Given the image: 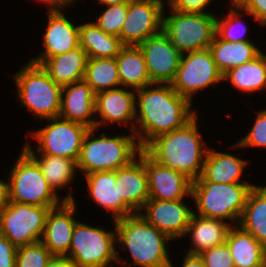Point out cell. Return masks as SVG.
I'll return each instance as SVG.
<instances>
[{
	"label": "cell",
	"mask_w": 266,
	"mask_h": 267,
	"mask_svg": "<svg viewBox=\"0 0 266 267\" xmlns=\"http://www.w3.org/2000/svg\"><path fill=\"white\" fill-rule=\"evenodd\" d=\"M135 96L133 133L142 149L156 136L183 127L197 114L192 103L171 84L153 83L136 90Z\"/></svg>",
	"instance_id": "cell-1"
},
{
	"label": "cell",
	"mask_w": 266,
	"mask_h": 267,
	"mask_svg": "<svg viewBox=\"0 0 266 267\" xmlns=\"http://www.w3.org/2000/svg\"><path fill=\"white\" fill-rule=\"evenodd\" d=\"M198 114L183 127L152 139L143 150L157 163L197 180L203 170L209 147L199 132Z\"/></svg>",
	"instance_id": "cell-2"
},
{
	"label": "cell",
	"mask_w": 266,
	"mask_h": 267,
	"mask_svg": "<svg viewBox=\"0 0 266 267\" xmlns=\"http://www.w3.org/2000/svg\"><path fill=\"white\" fill-rule=\"evenodd\" d=\"M116 245L130 252L139 267H170L169 236L156 229L140 213L114 220Z\"/></svg>",
	"instance_id": "cell-3"
},
{
	"label": "cell",
	"mask_w": 266,
	"mask_h": 267,
	"mask_svg": "<svg viewBox=\"0 0 266 267\" xmlns=\"http://www.w3.org/2000/svg\"><path fill=\"white\" fill-rule=\"evenodd\" d=\"M97 130L90 128L82 142L77 170L82 171L84 175L116 171L128 165L142 150L132 132L128 136L109 137L104 132L96 136Z\"/></svg>",
	"instance_id": "cell-4"
},
{
	"label": "cell",
	"mask_w": 266,
	"mask_h": 267,
	"mask_svg": "<svg viewBox=\"0 0 266 267\" xmlns=\"http://www.w3.org/2000/svg\"><path fill=\"white\" fill-rule=\"evenodd\" d=\"M254 184L215 183L212 181H193L191 199L195 201V214L219 219L224 222H238L246 204L247 196ZM229 221H228V220Z\"/></svg>",
	"instance_id": "cell-5"
},
{
	"label": "cell",
	"mask_w": 266,
	"mask_h": 267,
	"mask_svg": "<svg viewBox=\"0 0 266 267\" xmlns=\"http://www.w3.org/2000/svg\"><path fill=\"white\" fill-rule=\"evenodd\" d=\"M12 77L18 101L39 119L37 121L59 117L63 87L56 84L41 65L28 61Z\"/></svg>",
	"instance_id": "cell-6"
},
{
	"label": "cell",
	"mask_w": 266,
	"mask_h": 267,
	"mask_svg": "<svg viewBox=\"0 0 266 267\" xmlns=\"http://www.w3.org/2000/svg\"><path fill=\"white\" fill-rule=\"evenodd\" d=\"M9 201L37 206H59L64 201H74L70 192L61 199L47 183L38 163L22 148L9 171Z\"/></svg>",
	"instance_id": "cell-7"
},
{
	"label": "cell",
	"mask_w": 266,
	"mask_h": 267,
	"mask_svg": "<svg viewBox=\"0 0 266 267\" xmlns=\"http://www.w3.org/2000/svg\"><path fill=\"white\" fill-rule=\"evenodd\" d=\"M116 227L106 231L78 221L75 225L66 258L76 267H108L126 264L116 247ZM114 263V264H112Z\"/></svg>",
	"instance_id": "cell-8"
},
{
	"label": "cell",
	"mask_w": 266,
	"mask_h": 267,
	"mask_svg": "<svg viewBox=\"0 0 266 267\" xmlns=\"http://www.w3.org/2000/svg\"><path fill=\"white\" fill-rule=\"evenodd\" d=\"M168 10V16L163 12L162 31L177 50L183 54L209 48L216 34L215 14Z\"/></svg>",
	"instance_id": "cell-9"
},
{
	"label": "cell",
	"mask_w": 266,
	"mask_h": 267,
	"mask_svg": "<svg viewBox=\"0 0 266 267\" xmlns=\"http://www.w3.org/2000/svg\"><path fill=\"white\" fill-rule=\"evenodd\" d=\"M47 126L33 131L32 138L37 140L36 150L25 141L23 149L28 154H47L74 160L79 159L83 139L90 128L87 126L55 117L47 119ZM49 123V124H48Z\"/></svg>",
	"instance_id": "cell-10"
},
{
	"label": "cell",
	"mask_w": 266,
	"mask_h": 267,
	"mask_svg": "<svg viewBox=\"0 0 266 267\" xmlns=\"http://www.w3.org/2000/svg\"><path fill=\"white\" fill-rule=\"evenodd\" d=\"M54 207L9 201L0 213V234L17 248L41 241L48 211Z\"/></svg>",
	"instance_id": "cell-11"
},
{
	"label": "cell",
	"mask_w": 266,
	"mask_h": 267,
	"mask_svg": "<svg viewBox=\"0 0 266 267\" xmlns=\"http://www.w3.org/2000/svg\"><path fill=\"white\" fill-rule=\"evenodd\" d=\"M223 73L218 69L209 48L183 53L176 77L171 83L173 89L191 103L193 96L208 87L218 86Z\"/></svg>",
	"instance_id": "cell-12"
},
{
	"label": "cell",
	"mask_w": 266,
	"mask_h": 267,
	"mask_svg": "<svg viewBox=\"0 0 266 267\" xmlns=\"http://www.w3.org/2000/svg\"><path fill=\"white\" fill-rule=\"evenodd\" d=\"M163 0H129L128 13L119 38L124 46H138L162 31Z\"/></svg>",
	"instance_id": "cell-13"
},
{
	"label": "cell",
	"mask_w": 266,
	"mask_h": 267,
	"mask_svg": "<svg viewBox=\"0 0 266 267\" xmlns=\"http://www.w3.org/2000/svg\"><path fill=\"white\" fill-rule=\"evenodd\" d=\"M152 83L171 84L177 74L182 53L161 31L138 45Z\"/></svg>",
	"instance_id": "cell-14"
},
{
	"label": "cell",
	"mask_w": 266,
	"mask_h": 267,
	"mask_svg": "<svg viewBox=\"0 0 266 267\" xmlns=\"http://www.w3.org/2000/svg\"><path fill=\"white\" fill-rule=\"evenodd\" d=\"M193 213L194 211L185 204V199L174 201L148 199L140 211L151 225L173 241L185 236Z\"/></svg>",
	"instance_id": "cell-15"
},
{
	"label": "cell",
	"mask_w": 266,
	"mask_h": 267,
	"mask_svg": "<svg viewBox=\"0 0 266 267\" xmlns=\"http://www.w3.org/2000/svg\"><path fill=\"white\" fill-rule=\"evenodd\" d=\"M68 7H62L54 11H48V22L43 34L44 49L36 56L29 59L30 62L41 65L47 58L69 52L80 46L79 27L74 25L63 12Z\"/></svg>",
	"instance_id": "cell-16"
},
{
	"label": "cell",
	"mask_w": 266,
	"mask_h": 267,
	"mask_svg": "<svg viewBox=\"0 0 266 267\" xmlns=\"http://www.w3.org/2000/svg\"><path fill=\"white\" fill-rule=\"evenodd\" d=\"M131 90V91H130ZM119 87L95 94L96 128L111 123L126 124L134 132L136 115V96L132 89ZM97 117L101 120H97ZM128 124V125H127ZM132 126V127H131Z\"/></svg>",
	"instance_id": "cell-17"
},
{
	"label": "cell",
	"mask_w": 266,
	"mask_h": 267,
	"mask_svg": "<svg viewBox=\"0 0 266 267\" xmlns=\"http://www.w3.org/2000/svg\"><path fill=\"white\" fill-rule=\"evenodd\" d=\"M76 201H64L48 211L41 242L54 257H66L77 219Z\"/></svg>",
	"instance_id": "cell-18"
},
{
	"label": "cell",
	"mask_w": 266,
	"mask_h": 267,
	"mask_svg": "<svg viewBox=\"0 0 266 267\" xmlns=\"http://www.w3.org/2000/svg\"><path fill=\"white\" fill-rule=\"evenodd\" d=\"M149 199L174 201L191 197L192 181L184 174L163 166L146 153Z\"/></svg>",
	"instance_id": "cell-19"
},
{
	"label": "cell",
	"mask_w": 266,
	"mask_h": 267,
	"mask_svg": "<svg viewBox=\"0 0 266 267\" xmlns=\"http://www.w3.org/2000/svg\"><path fill=\"white\" fill-rule=\"evenodd\" d=\"M116 181H119L123 201L135 213H140L149 199L146 152L143 149L128 165L116 170Z\"/></svg>",
	"instance_id": "cell-20"
},
{
	"label": "cell",
	"mask_w": 266,
	"mask_h": 267,
	"mask_svg": "<svg viewBox=\"0 0 266 267\" xmlns=\"http://www.w3.org/2000/svg\"><path fill=\"white\" fill-rule=\"evenodd\" d=\"M95 93L84 80L63 86L59 117L96 128Z\"/></svg>",
	"instance_id": "cell-21"
},
{
	"label": "cell",
	"mask_w": 266,
	"mask_h": 267,
	"mask_svg": "<svg viewBox=\"0 0 266 267\" xmlns=\"http://www.w3.org/2000/svg\"><path fill=\"white\" fill-rule=\"evenodd\" d=\"M84 177L88 186L87 194L93 198L92 202L111 212L113 221L135 214L120 196L116 171L89 173Z\"/></svg>",
	"instance_id": "cell-22"
},
{
	"label": "cell",
	"mask_w": 266,
	"mask_h": 267,
	"mask_svg": "<svg viewBox=\"0 0 266 267\" xmlns=\"http://www.w3.org/2000/svg\"><path fill=\"white\" fill-rule=\"evenodd\" d=\"M247 161L230 153L219 152L211 147L204 161L201 176L195 181H212L215 183H248L242 180ZM244 181V182H243Z\"/></svg>",
	"instance_id": "cell-23"
},
{
	"label": "cell",
	"mask_w": 266,
	"mask_h": 267,
	"mask_svg": "<svg viewBox=\"0 0 266 267\" xmlns=\"http://www.w3.org/2000/svg\"><path fill=\"white\" fill-rule=\"evenodd\" d=\"M232 224L193 213L185 233V237L191 236L193 247H189L186 252L191 255H199L204 250L224 244Z\"/></svg>",
	"instance_id": "cell-24"
},
{
	"label": "cell",
	"mask_w": 266,
	"mask_h": 267,
	"mask_svg": "<svg viewBox=\"0 0 266 267\" xmlns=\"http://www.w3.org/2000/svg\"><path fill=\"white\" fill-rule=\"evenodd\" d=\"M87 60L85 50L78 46L69 52L47 58L41 67L56 84L63 87L83 80Z\"/></svg>",
	"instance_id": "cell-25"
},
{
	"label": "cell",
	"mask_w": 266,
	"mask_h": 267,
	"mask_svg": "<svg viewBox=\"0 0 266 267\" xmlns=\"http://www.w3.org/2000/svg\"><path fill=\"white\" fill-rule=\"evenodd\" d=\"M235 267H265L266 247L239 225H232L226 237Z\"/></svg>",
	"instance_id": "cell-26"
},
{
	"label": "cell",
	"mask_w": 266,
	"mask_h": 267,
	"mask_svg": "<svg viewBox=\"0 0 266 267\" xmlns=\"http://www.w3.org/2000/svg\"><path fill=\"white\" fill-rule=\"evenodd\" d=\"M121 87L135 91L153 84L139 46H123L116 56Z\"/></svg>",
	"instance_id": "cell-27"
},
{
	"label": "cell",
	"mask_w": 266,
	"mask_h": 267,
	"mask_svg": "<svg viewBox=\"0 0 266 267\" xmlns=\"http://www.w3.org/2000/svg\"><path fill=\"white\" fill-rule=\"evenodd\" d=\"M209 49L215 64L223 74L233 67L255 59L262 52L252 41L227 42L216 34Z\"/></svg>",
	"instance_id": "cell-28"
},
{
	"label": "cell",
	"mask_w": 266,
	"mask_h": 267,
	"mask_svg": "<svg viewBox=\"0 0 266 267\" xmlns=\"http://www.w3.org/2000/svg\"><path fill=\"white\" fill-rule=\"evenodd\" d=\"M238 225L266 247V184L250 190Z\"/></svg>",
	"instance_id": "cell-29"
},
{
	"label": "cell",
	"mask_w": 266,
	"mask_h": 267,
	"mask_svg": "<svg viewBox=\"0 0 266 267\" xmlns=\"http://www.w3.org/2000/svg\"><path fill=\"white\" fill-rule=\"evenodd\" d=\"M79 40L88 58H116L124 46L119 37L106 34L94 21L80 24Z\"/></svg>",
	"instance_id": "cell-30"
},
{
	"label": "cell",
	"mask_w": 266,
	"mask_h": 267,
	"mask_svg": "<svg viewBox=\"0 0 266 267\" xmlns=\"http://www.w3.org/2000/svg\"><path fill=\"white\" fill-rule=\"evenodd\" d=\"M232 83L240 92L254 93L266 89V54L261 52L255 59L229 69L223 81Z\"/></svg>",
	"instance_id": "cell-31"
},
{
	"label": "cell",
	"mask_w": 266,
	"mask_h": 267,
	"mask_svg": "<svg viewBox=\"0 0 266 267\" xmlns=\"http://www.w3.org/2000/svg\"><path fill=\"white\" fill-rule=\"evenodd\" d=\"M29 155L38 163L47 183L56 193L66 186L69 188L77 177V163L74 160L47 154Z\"/></svg>",
	"instance_id": "cell-32"
},
{
	"label": "cell",
	"mask_w": 266,
	"mask_h": 267,
	"mask_svg": "<svg viewBox=\"0 0 266 267\" xmlns=\"http://www.w3.org/2000/svg\"><path fill=\"white\" fill-rule=\"evenodd\" d=\"M83 80L95 94L121 87L116 58H88Z\"/></svg>",
	"instance_id": "cell-33"
},
{
	"label": "cell",
	"mask_w": 266,
	"mask_h": 267,
	"mask_svg": "<svg viewBox=\"0 0 266 267\" xmlns=\"http://www.w3.org/2000/svg\"><path fill=\"white\" fill-rule=\"evenodd\" d=\"M242 10L241 7H230L226 16L216 18V35L220 39L227 42L251 41L245 37L248 33V27L241 17L246 15L247 12Z\"/></svg>",
	"instance_id": "cell-34"
},
{
	"label": "cell",
	"mask_w": 266,
	"mask_h": 267,
	"mask_svg": "<svg viewBox=\"0 0 266 267\" xmlns=\"http://www.w3.org/2000/svg\"><path fill=\"white\" fill-rule=\"evenodd\" d=\"M53 257L41 241L34 242L17 248L16 267H47Z\"/></svg>",
	"instance_id": "cell-35"
},
{
	"label": "cell",
	"mask_w": 266,
	"mask_h": 267,
	"mask_svg": "<svg viewBox=\"0 0 266 267\" xmlns=\"http://www.w3.org/2000/svg\"><path fill=\"white\" fill-rule=\"evenodd\" d=\"M105 7L94 23L106 34L119 37L128 13V2Z\"/></svg>",
	"instance_id": "cell-36"
},
{
	"label": "cell",
	"mask_w": 266,
	"mask_h": 267,
	"mask_svg": "<svg viewBox=\"0 0 266 267\" xmlns=\"http://www.w3.org/2000/svg\"><path fill=\"white\" fill-rule=\"evenodd\" d=\"M248 132L235 145L233 144L231 148H266V108L256 112L254 124Z\"/></svg>",
	"instance_id": "cell-37"
},
{
	"label": "cell",
	"mask_w": 266,
	"mask_h": 267,
	"mask_svg": "<svg viewBox=\"0 0 266 267\" xmlns=\"http://www.w3.org/2000/svg\"><path fill=\"white\" fill-rule=\"evenodd\" d=\"M199 256L206 267H235L226 242L204 250Z\"/></svg>",
	"instance_id": "cell-38"
},
{
	"label": "cell",
	"mask_w": 266,
	"mask_h": 267,
	"mask_svg": "<svg viewBox=\"0 0 266 267\" xmlns=\"http://www.w3.org/2000/svg\"><path fill=\"white\" fill-rule=\"evenodd\" d=\"M214 0H168L167 6L183 13H210L205 11Z\"/></svg>",
	"instance_id": "cell-39"
},
{
	"label": "cell",
	"mask_w": 266,
	"mask_h": 267,
	"mask_svg": "<svg viewBox=\"0 0 266 267\" xmlns=\"http://www.w3.org/2000/svg\"><path fill=\"white\" fill-rule=\"evenodd\" d=\"M17 247L0 234V267H16Z\"/></svg>",
	"instance_id": "cell-40"
},
{
	"label": "cell",
	"mask_w": 266,
	"mask_h": 267,
	"mask_svg": "<svg viewBox=\"0 0 266 267\" xmlns=\"http://www.w3.org/2000/svg\"><path fill=\"white\" fill-rule=\"evenodd\" d=\"M241 8L260 25L266 26V0H247Z\"/></svg>",
	"instance_id": "cell-41"
},
{
	"label": "cell",
	"mask_w": 266,
	"mask_h": 267,
	"mask_svg": "<svg viewBox=\"0 0 266 267\" xmlns=\"http://www.w3.org/2000/svg\"><path fill=\"white\" fill-rule=\"evenodd\" d=\"M170 267H174L171 263ZM182 267H206L203 259L199 255H191L186 253L183 259Z\"/></svg>",
	"instance_id": "cell-42"
},
{
	"label": "cell",
	"mask_w": 266,
	"mask_h": 267,
	"mask_svg": "<svg viewBox=\"0 0 266 267\" xmlns=\"http://www.w3.org/2000/svg\"><path fill=\"white\" fill-rule=\"evenodd\" d=\"M9 204V184L7 181L0 180V213Z\"/></svg>",
	"instance_id": "cell-43"
},
{
	"label": "cell",
	"mask_w": 266,
	"mask_h": 267,
	"mask_svg": "<svg viewBox=\"0 0 266 267\" xmlns=\"http://www.w3.org/2000/svg\"><path fill=\"white\" fill-rule=\"evenodd\" d=\"M47 267H76L70 261L69 258L66 257H53V259L49 262Z\"/></svg>",
	"instance_id": "cell-44"
},
{
	"label": "cell",
	"mask_w": 266,
	"mask_h": 267,
	"mask_svg": "<svg viewBox=\"0 0 266 267\" xmlns=\"http://www.w3.org/2000/svg\"><path fill=\"white\" fill-rule=\"evenodd\" d=\"M38 1V0H37ZM44 4H48L49 6L48 11H54L65 7L59 0H41Z\"/></svg>",
	"instance_id": "cell-45"
},
{
	"label": "cell",
	"mask_w": 266,
	"mask_h": 267,
	"mask_svg": "<svg viewBox=\"0 0 266 267\" xmlns=\"http://www.w3.org/2000/svg\"><path fill=\"white\" fill-rule=\"evenodd\" d=\"M129 0H97L99 4L104 6L114 5V4H123L127 3Z\"/></svg>",
	"instance_id": "cell-46"
},
{
	"label": "cell",
	"mask_w": 266,
	"mask_h": 267,
	"mask_svg": "<svg viewBox=\"0 0 266 267\" xmlns=\"http://www.w3.org/2000/svg\"><path fill=\"white\" fill-rule=\"evenodd\" d=\"M247 0H230L229 4L231 7H242Z\"/></svg>",
	"instance_id": "cell-47"
},
{
	"label": "cell",
	"mask_w": 266,
	"mask_h": 267,
	"mask_svg": "<svg viewBox=\"0 0 266 267\" xmlns=\"http://www.w3.org/2000/svg\"><path fill=\"white\" fill-rule=\"evenodd\" d=\"M65 7L71 6L76 0H59Z\"/></svg>",
	"instance_id": "cell-48"
}]
</instances>
